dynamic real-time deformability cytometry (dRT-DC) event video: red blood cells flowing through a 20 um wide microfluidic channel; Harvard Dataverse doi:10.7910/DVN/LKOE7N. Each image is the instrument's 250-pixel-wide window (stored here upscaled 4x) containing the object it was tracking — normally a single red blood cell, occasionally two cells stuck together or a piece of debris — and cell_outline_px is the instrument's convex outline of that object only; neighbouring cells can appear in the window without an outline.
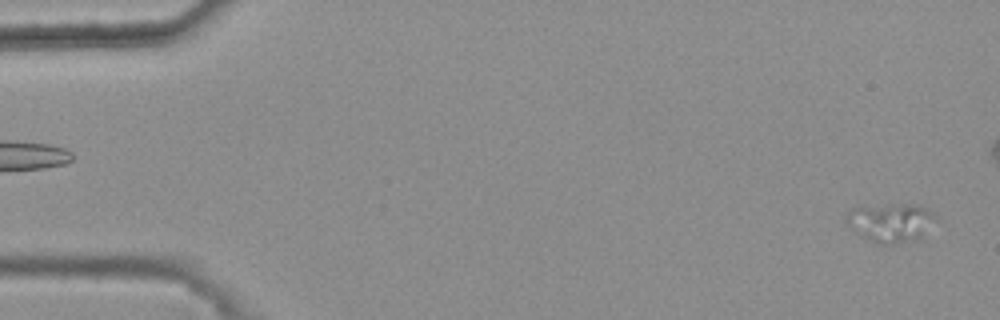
{"species": "common noctule bat (a hibernating species)", "species_latin": "Nyctalus noctula", "temperature_condition": "warm", "stored_images_in_passage": 46, "camera_frame_rate_fps": 3000, "um_per_image_px": 0.085, "animal": {"sex": "female", "body_mass_g": 25.1}, "frame": {"image": 1, "passage_image": 2, "time_ms": 0.333, "image_size_px": [1000, 320], "cell_outline_px": [[940, 220], [920, 236], [892, 244], [876, 244], [860, 236], [844, 220], [844, 216], [848, 208], [900, 204], [916, 204], [928, 208], [940, 216]], "centroid_in_image_um": [75.73, 18.88], "position_along_channel_um": 9.3, "area_um2": 20.46}}